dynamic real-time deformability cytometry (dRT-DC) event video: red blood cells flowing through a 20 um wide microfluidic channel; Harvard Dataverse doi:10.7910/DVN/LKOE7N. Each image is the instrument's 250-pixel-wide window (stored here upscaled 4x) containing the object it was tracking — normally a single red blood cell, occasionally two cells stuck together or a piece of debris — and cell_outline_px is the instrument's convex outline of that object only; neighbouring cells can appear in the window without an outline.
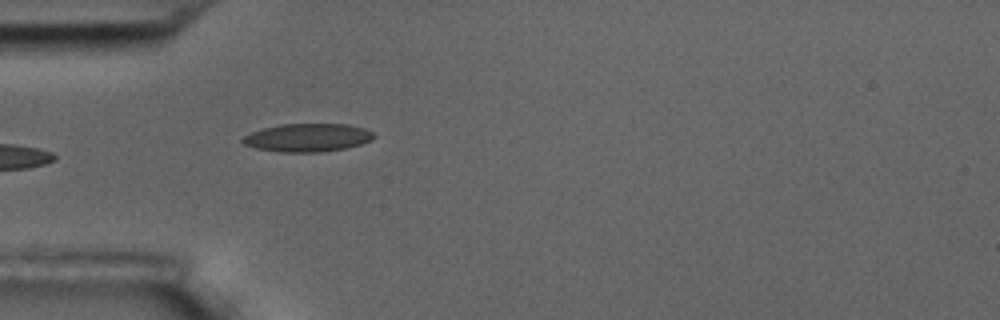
{"species": "common noctule bat (a hibernating species)", "species_latin": "Nyctalus noctula", "temperature_condition": "room temperature", "stored_images_in_passage": 5, "camera_frame_rate_fps": 3000, "um_per_image_px": 0.085, "animal": {"sex": "male", "body_mass_g": 17.5, "forearm_length_mm": 52.3}, "frame": {"image": 1, "passage_image": 5, "time_ms": 4.667, "image_size_px": [1000, 320], "cell_outline_px": [[376, 136], [360, 144], [344, 148], [320, 152], [280, 152], [256, 148], [244, 144], [240, 140], [244, 136], [252, 132], [264, 128], [280, 124], [348, 124], [364, 128], [372, 132]], "centroid_in_image_um": [26.12, 11.69], "position_along_channel_um": 58.9, "area_um2": 21.33}}